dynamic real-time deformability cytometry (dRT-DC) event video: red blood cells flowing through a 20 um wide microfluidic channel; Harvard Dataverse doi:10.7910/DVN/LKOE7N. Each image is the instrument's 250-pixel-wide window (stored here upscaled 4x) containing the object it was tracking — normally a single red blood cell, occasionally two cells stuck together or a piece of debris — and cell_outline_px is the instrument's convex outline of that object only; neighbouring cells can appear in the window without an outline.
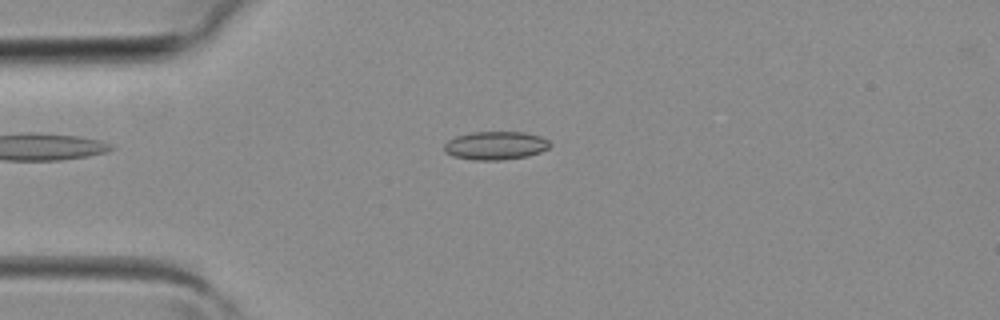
{"species": "common noctule bat (a hibernating species)", "species_latin": "Nyctalus noctula", "temperature_condition": "room temperature", "stored_images_in_passage": 4, "camera_frame_rate_fps": 3000, "um_per_image_px": 0.085, "animal": {"sex": "female", "body_mass_g": 19.3, "forearm_length_mm": 54.1}, "frame": {"image": 1, "passage_image": 3, "time_ms": 0.667, "image_size_px": [1000, 320], "cell_outline_px": [[552, 144], [548, 148], [540, 152], [528, 156], [504, 160], [476, 160], [452, 156], [444, 152], [444, 144], [448, 140], [456, 136], [472, 132], [524, 132], [540, 136], [548, 140]], "centroid_in_image_um": [42.12, 12.37], "position_along_channel_um": 42.9, "area_um2": 17.57}}